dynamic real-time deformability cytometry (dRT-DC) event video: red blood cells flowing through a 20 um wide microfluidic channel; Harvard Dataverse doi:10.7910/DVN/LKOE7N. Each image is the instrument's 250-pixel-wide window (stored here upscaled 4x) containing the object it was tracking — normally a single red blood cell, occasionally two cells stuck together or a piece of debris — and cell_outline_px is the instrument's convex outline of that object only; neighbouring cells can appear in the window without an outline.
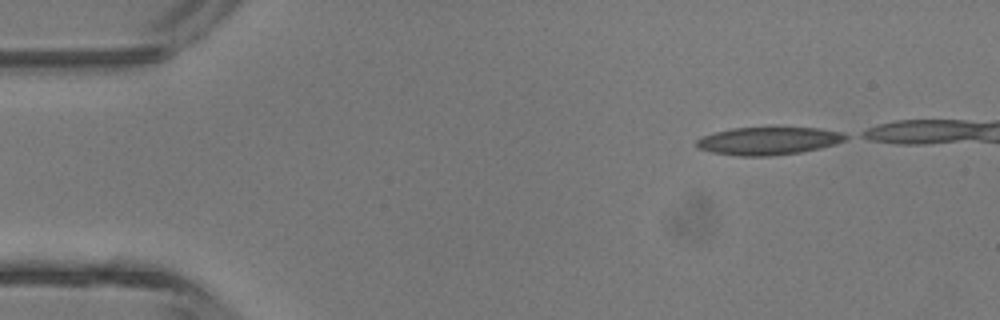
{"species": "common noctule bat (a hibernating species)", "species_latin": "Nyctalus noctula", "temperature_condition": "room temperature", "stored_images_in_passage": 3, "segment_of_instrument_passage": [2, 2], "camera_frame_rate_fps": 3000, "um_per_image_px": 0.085, "animal": {"sex": "male", "body_mass_g": 13.3}, "frame": {"image": 1, "passage_image": 3, "time_ms": 2.333, "image_size_px": [1000, 320], "cell_outline_px": [[852, 136], [836, 144], [820, 148], [800, 152], [768, 156], [740, 156], [712, 152], [700, 148], [696, 144], [696, 140], [704, 136], [716, 132], [732, 128], [820, 128], [844, 132]], "centroid_in_image_um": [65.39, 11.97], "position_along_channel_um": 19.6, "area_um2": 23.99}}